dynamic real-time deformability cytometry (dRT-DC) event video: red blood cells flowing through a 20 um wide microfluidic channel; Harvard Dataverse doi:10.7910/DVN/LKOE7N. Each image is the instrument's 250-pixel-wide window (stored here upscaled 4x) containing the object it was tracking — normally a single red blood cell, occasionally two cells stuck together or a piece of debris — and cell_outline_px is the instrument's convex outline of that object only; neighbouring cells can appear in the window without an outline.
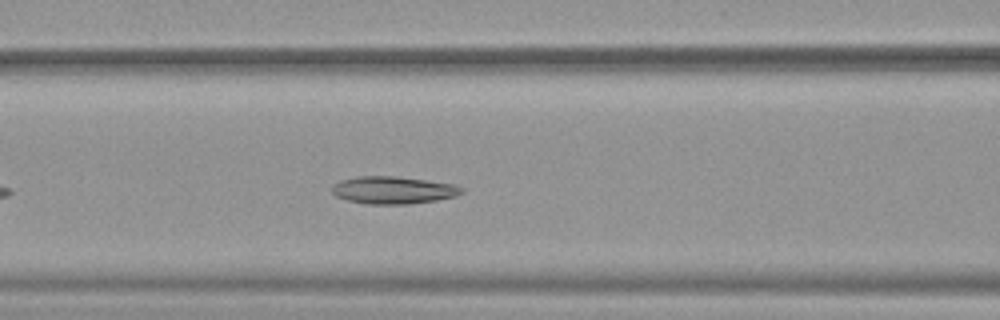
{"species": "common noctule bat (a hibernating species)", "species_latin": "Nyctalus noctula", "temperature_condition": "warm", "stored_images_in_passage": 40, "camera_frame_rate_fps": 3000, "um_per_image_px": 0.085, "animal": {"sex": "female", "body_mass_g": 19.9}, "frame": {"image": 1, "passage_image": 10, "time_ms": 3.0, "image_size_px": [1000, 320], "cell_outline_px": [[464, 192], [456, 196], [436, 200], [408, 204], [364, 204], [348, 200], [336, 196], [332, 192], [332, 184], [340, 180], [356, 176], [392, 176], [424, 180], [452, 184], [464, 188]], "centroid_in_image_um": [33.39, 16.16], "position_along_channel_um": 133.2, "area_um2": 20.69}}
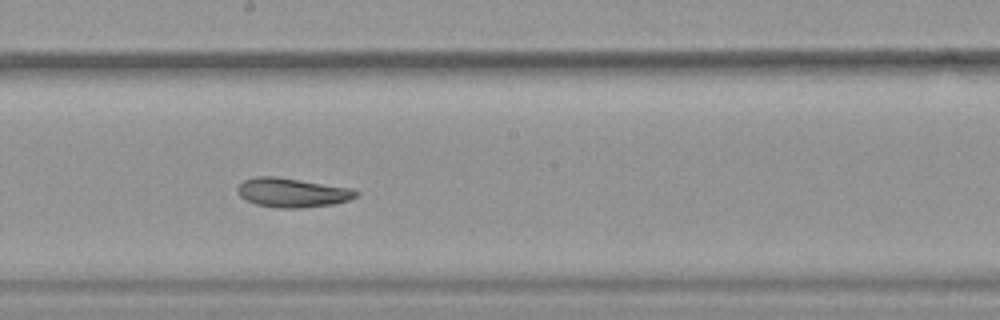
{"frame": {"image": 2, "passage_image": 17, "time_ms": 5.333, "image_size_px": [1000, 320], "cell_outline_px": [[360, 196], [348, 200], [332, 204], [304, 208], [276, 208], [256, 204], [240, 196], [236, 192], [236, 188], [244, 180], [256, 176], [276, 176], [352, 188], [360, 192]], "centroid_in_image_um": [24.86, 16.37], "position_along_channel_um": 223.3, "area_um2": 20.35}}
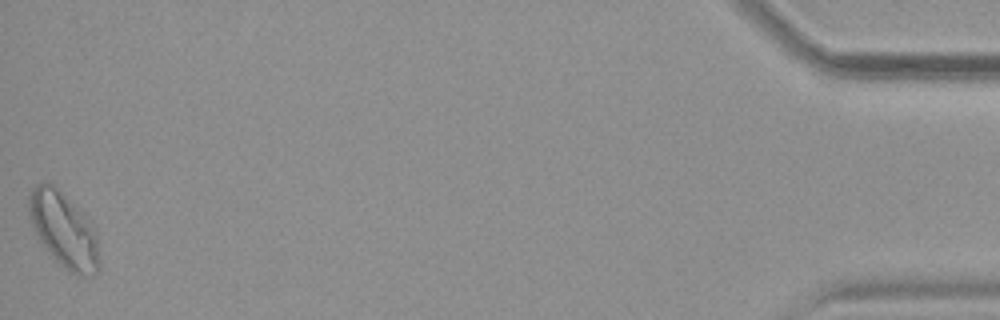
{"frame": {"image": 3, "passage_image": 40, "time_ms": 13.0, "image_size_px": [1000, 320], "cell_outline_px": [[100, 268], [96, 272], [88, 276], [80, 276], [64, 268], [52, 256], [40, 240], [32, 228], [28, 216], [28, 196], [32, 188], [36, 184], [52, 184], [92, 224], [96, 232], [100, 264]], "centroid_in_image_um": [5.4, 19.58], "position_along_channel_um": 429.8, "area_um2": 30.29}, "authors_computed_cell_mechanics": {"area_um2": 21.3282, "velocity_mm_per_s": 3.8798, "shape_relaxation_time_tau1_ms": null, "shape_relaxation_time_tau2_ms": 3.6312, "deformation_change_tau1": null, "deformation_change_tau2": 0.114}}